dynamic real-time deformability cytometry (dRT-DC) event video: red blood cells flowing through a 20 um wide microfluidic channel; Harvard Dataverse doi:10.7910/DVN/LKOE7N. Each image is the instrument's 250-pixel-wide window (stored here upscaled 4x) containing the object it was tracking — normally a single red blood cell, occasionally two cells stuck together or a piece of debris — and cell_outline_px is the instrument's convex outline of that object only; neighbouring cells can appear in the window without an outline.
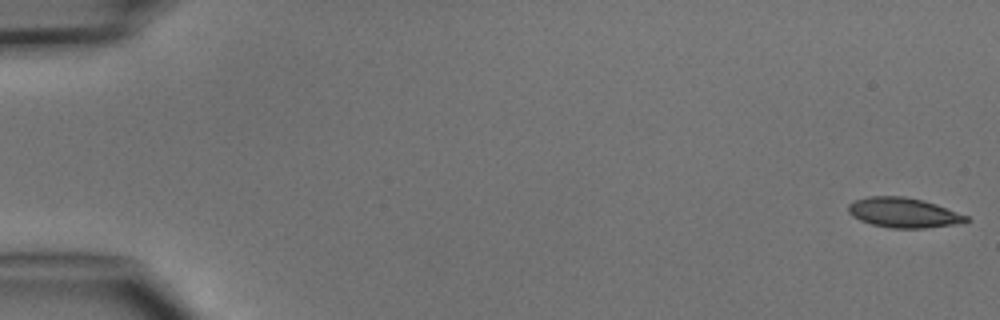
{"species": "common noctule bat (a hibernating species)", "species_latin": "Nyctalus noctula", "temperature_condition": "cold", "stored_images_in_passage": 6, "segment_of_instrument_passage": [1, 2], "camera_frame_rate_fps": 3000, "um_per_image_px": 0.085, "animal": {"sex": "male", "body_mass_g": 15.6}, "frame": {"image": 1, "passage_image": 1, "time_ms": 0.0, "image_size_px": [1000, 320], "cell_outline_px": [[972, 220], [952, 224], [924, 228], [892, 228], [872, 224], [860, 220], [852, 216], [848, 212], [848, 204], [852, 200], [868, 196], [904, 196], [924, 200], [936, 204], [968, 216]], "centroid_in_image_um": [76.76, 18.06], "position_along_channel_um": 8.2, "area_um2": 20.52}}
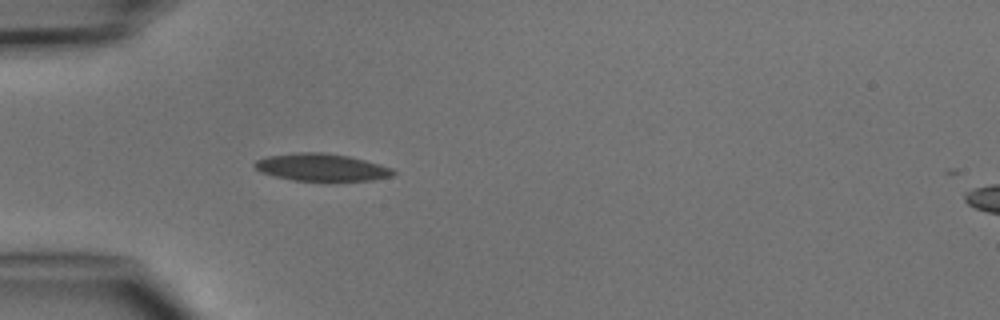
{"frame": {"image": 2, "passage_image": 5, "time_ms": 4.667, "image_size_px": [1000, 320], "cell_outline_px": [[396, 172], [392, 176], [372, 180], [292, 180], [260, 172], [252, 164], [256, 160], [268, 156], [296, 152], [324, 152], [348, 156], [380, 164], [392, 168]], "centroid_in_image_um": [27.32, 14.21], "position_along_channel_um": 57.7, "area_um2": 21.91}}